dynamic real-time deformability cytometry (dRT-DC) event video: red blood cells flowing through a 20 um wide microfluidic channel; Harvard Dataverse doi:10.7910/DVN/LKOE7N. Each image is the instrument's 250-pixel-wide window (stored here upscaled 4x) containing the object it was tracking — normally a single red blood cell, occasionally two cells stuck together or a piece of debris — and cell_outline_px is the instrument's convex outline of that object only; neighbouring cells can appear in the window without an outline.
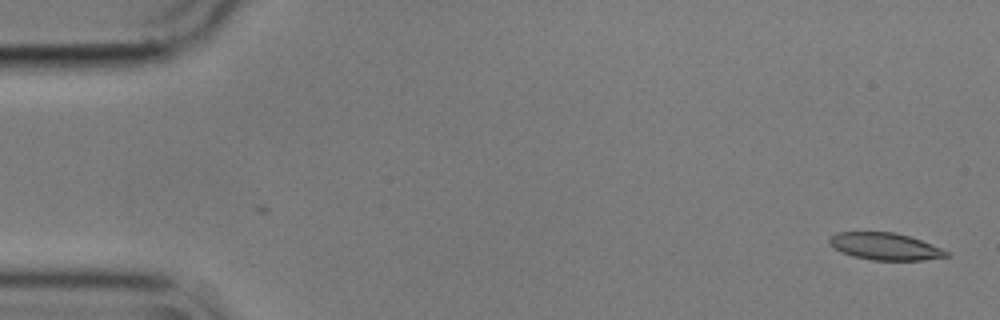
{"species": "common noctule bat (a hibernating species)", "species_latin": "Nyctalus noctula", "temperature_condition": "cold", "stored_images_in_passage": 34, "camera_frame_rate_fps": 3000, "um_per_image_px": 0.085, "animal": {"sex": "male", "body_mass_g": 17.9}, "frame": {"image": 1, "passage_image": 1, "time_ms": 0.0, "image_size_px": [1000, 320], "cell_outline_px": [[948, 256], [924, 260], [872, 260], [852, 256], [836, 248], [828, 240], [828, 236], [836, 232], [896, 232], [920, 240], [940, 248], [948, 252]], "centroid_in_image_um": [75.21, 20.94], "position_along_channel_um": 9.8, "area_um2": 18.21}}
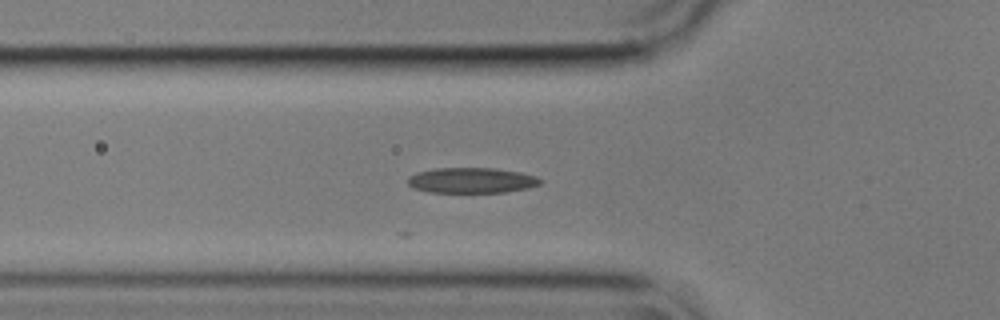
{"frame": {"image": 2, "passage_image": 18, "time_ms": 5.667, "image_size_px": [1000, 320], "cell_outline_px": [[544, 180], [540, 184], [528, 188], [508, 192], [428, 192], [412, 188], [408, 184], [408, 176], [416, 172], [436, 168], [496, 168], [520, 172], [536, 176]], "centroid_in_image_um": [40.09, 15.33], "position_along_channel_um": 85.7, "area_um2": 19.83}}
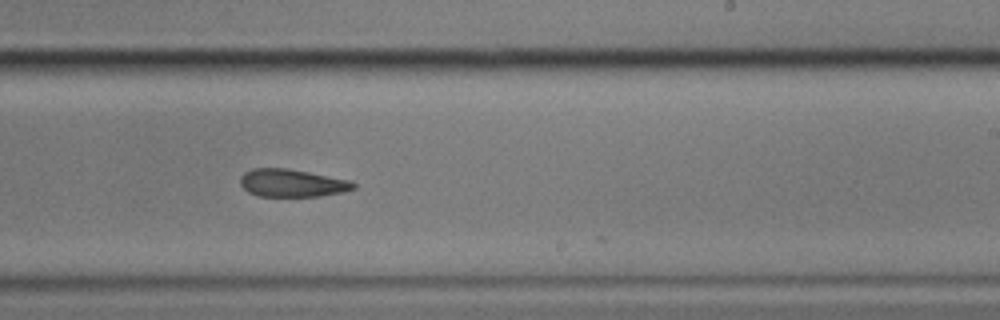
{"frame": {"image": 3, "passage_image": 33, "time_ms": 10.667, "image_size_px": [1000, 320], "cell_outline_px": [[356, 188], [340, 192], [320, 196], [256, 196], [248, 192], [240, 184], [240, 176], [244, 172], [252, 168], [288, 168], [348, 180], [356, 184]], "centroid_in_image_um": [24.77, 15.55], "position_along_channel_um": 264.2, "area_um2": 18.21}}